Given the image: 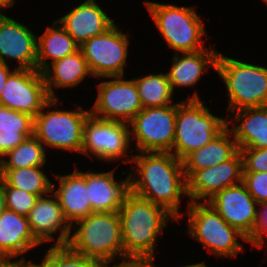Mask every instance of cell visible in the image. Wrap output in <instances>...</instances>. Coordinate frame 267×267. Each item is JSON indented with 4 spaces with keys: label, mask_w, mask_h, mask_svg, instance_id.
Wrapping results in <instances>:
<instances>
[{
    "label": "cell",
    "mask_w": 267,
    "mask_h": 267,
    "mask_svg": "<svg viewBox=\"0 0 267 267\" xmlns=\"http://www.w3.org/2000/svg\"><path fill=\"white\" fill-rule=\"evenodd\" d=\"M40 244L26 216L7 208L0 212V262L10 261Z\"/></svg>",
    "instance_id": "19"
},
{
    "label": "cell",
    "mask_w": 267,
    "mask_h": 267,
    "mask_svg": "<svg viewBox=\"0 0 267 267\" xmlns=\"http://www.w3.org/2000/svg\"><path fill=\"white\" fill-rule=\"evenodd\" d=\"M188 212L189 235L216 256L235 257L243 249L238 237L249 242L207 202H189Z\"/></svg>",
    "instance_id": "7"
},
{
    "label": "cell",
    "mask_w": 267,
    "mask_h": 267,
    "mask_svg": "<svg viewBox=\"0 0 267 267\" xmlns=\"http://www.w3.org/2000/svg\"><path fill=\"white\" fill-rule=\"evenodd\" d=\"M8 1L11 3V5H13L15 2V0H8Z\"/></svg>",
    "instance_id": "45"
},
{
    "label": "cell",
    "mask_w": 267,
    "mask_h": 267,
    "mask_svg": "<svg viewBox=\"0 0 267 267\" xmlns=\"http://www.w3.org/2000/svg\"><path fill=\"white\" fill-rule=\"evenodd\" d=\"M42 74L50 98H57L52 86L56 88L73 87L81 83L88 74L92 76L80 48L74 53L49 64L42 71Z\"/></svg>",
    "instance_id": "24"
},
{
    "label": "cell",
    "mask_w": 267,
    "mask_h": 267,
    "mask_svg": "<svg viewBox=\"0 0 267 267\" xmlns=\"http://www.w3.org/2000/svg\"><path fill=\"white\" fill-rule=\"evenodd\" d=\"M34 166L18 169H0V176L4 180V186L22 189L28 193L44 196L55 190L54 185L40 168Z\"/></svg>",
    "instance_id": "28"
},
{
    "label": "cell",
    "mask_w": 267,
    "mask_h": 267,
    "mask_svg": "<svg viewBox=\"0 0 267 267\" xmlns=\"http://www.w3.org/2000/svg\"><path fill=\"white\" fill-rule=\"evenodd\" d=\"M264 235H267V224H263L255 233V237L250 242L252 245L256 246L257 248H261L263 246ZM267 237V236H266Z\"/></svg>",
    "instance_id": "35"
},
{
    "label": "cell",
    "mask_w": 267,
    "mask_h": 267,
    "mask_svg": "<svg viewBox=\"0 0 267 267\" xmlns=\"http://www.w3.org/2000/svg\"><path fill=\"white\" fill-rule=\"evenodd\" d=\"M125 258L154 259L156 238L175 217L165 208L141 198L130 190L118 211Z\"/></svg>",
    "instance_id": "2"
},
{
    "label": "cell",
    "mask_w": 267,
    "mask_h": 267,
    "mask_svg": "<svg viewBox=\"0 0 267 267\" xmlns=\"http://www.w3.org/2000/svg\"><path fill=\"white\" fill-rule=\"evenodd\" d=\"M53 25H56V28L48 26L44 34L37 38V70L40 72L49 65L46 59L51 58L54 62L79 49V45L62 26L58 25L57 20Z\"/></svg>",
    "instance_id": "27"
},
{
    "label": "cell",
    "mask_w": 267,
    "mask_h": 267,
    "mask_svg": "<svg viewBox=\"0 0 267 267\" xmlns=\"http://www.w3.org/2000/svg\"><path fill=\"white\" fill-rule=\"evenodd\" d=\"M177 103L167 106L142 108L128 123L140 152H170L175 137Z\"/></svg>",
    "instance_id": "9"
},
{
    "label": "cell",
    "mask_w": 267,
    "mask_h": 267,
    "mask_svg": "<svg viewBox=\"0 0 267 267\" xmlns=\"http://www.w3.org/2000/svg\"><path fill=\"white\" fill-rule=\"evenodd\" d=\"M88 199L93 212H118L125 194L129 191V177L116 182L114 170L85 172Z\"/></svg>",
    "instance_id": "20"
},
{
    "label": "cell",
    "mask_w": 267,
    "mask_h": 267,
    "mask_svg": "<svg viewBox=\"0 0 267 267\" xmlns=\"http://www.w3.org/2000/svg\"><path fill=\"white\" fill-rule=\"evenodd\" d=\"M16 261H20L24 267H57L56 264L47 255L44 256L42 264L26 262L24 256Z\"/></svg>",
    "instance_id": "36"
},
{
    "label": "cell",
    "mask_w": 267,
    "mask_h": 267,
    "mask_svg": "<svg viewBox=\"0 0 267 267\" xmlns=\"http://www.w3.org/2000/svg\"><path fill=\"white\" fill-rule=\"evenodd\" d=\"M4 194L6 208L26 217L39 199L38 195L11 186H4Z\"/></svg>",
    "instance_id": "32"
},
{
    "label": "cell",
    "mask_w": 267,
    "mask_h": 267,
    "mask_svg": "<svg viewBox=\"0 0 267 267\" xmlns=\"http://www.w3.org/2000/svg\"><path fill=\"white\" fill-rule=\"evenodd\" d=\"M58 98H51L34 118V136L47 146L69 151L82 150L83 129L90 111L52 110L45 112L46 107L55 106ZM45 112V113H44Z\"/></svg>",
    "instance_id": "8"
},
{
    "label": "cell",
    "mask_w": 267,
    "mask_h": 267,
    "mask_svg": "<svg viewBox=\"0 0 267 267\" xmlns=\"http://www.w3.org/2000/svg\"><path fill=\"white\" fill-rule=\"evenodd\" d=\"M0 160V169H18L43 166L46 162L45 150L42 143L34 136L27 137L22 143L9 151Z\"/></svg>",
    "instance_id": "30"
},
{
    "label": "cell",
    "mask_w": 267,
    "mask_h": 267,
    "mask_svg": "<svg viewBox=\"0 0 267 267\" xmlns=\"http://www.w3.org/2000/svg\"><path fill=\"white\" fill-rule=\"evenodd\" d=\"M228 90V113L267 106V68L241 62L219 53L215 69Z\"/></svg>",
    "instance_id": "5"
},
{
    "label": "cell",
    "mask_w": 267,
    "mask_h": 267,
    "mask_svg": "<svg viewBox=\"0 0 267 267\" xmlns=\"http://www.w3.org/2000/svg\"><path fill=\"white\" fill-rule=\"evenodd\" d=\"M242 182L259 205L267 202V172H243Z\"/></svg>",
    "instance_id": "33"
},
{
    "label": "cell",
    "mask_w": 267,
    "mask_h": 267,
    "mask_svg": "<svg viewBox=\"0 0 267 267\" xmlns=\"http://www.w3.org/2000/svg\"><path fill=\"white\" fill-rule=\"evenodd\" d=\"M182 267H207V266L204 262H199L196 264L186 265V266H182Z\"/></svg>",
    "instance_id": "44"
},
{
    "label": "cell",
    "mask_w": 267,
    "mask_h": 267,
    "mask_svg": "<svg viewBox=\"0 0 267 267\" xmlns=\"http://www.w3.org/2000/svg\"><path fill=\"white\" fill-rule=\"evenodd\" d=\"M37 36L22 23L0 14V62L17 60L19 69H37Z\"/></svg>",
    "instance_id": "16"
},
{
    "label": "cell",
    "mask_w": 267,
    "mask_h": 267,
    "mask_svg": "<svg viewBox=\"0 0 267 267\" xmlns=\"http://www.w3.org/2000/svg\"><path fill=\"white\" fill-rule=\"evenodd\" d=\"M243 157V172H267V148H238Z\"/></svg>",
    "instance_id": "34"
},
{
    "label": "cell",
    "mask_w": 267,
    "mask_h": 267,
    "mask_svg": "<svg viewBox=\"0 0 267 267\" xmlns=\"http://www.w3.org/2000/svg\"><path fill=\"white\" fill-rule=\"evenodd\" d=\"M60 186L53 192L60 204L66 221L72 227L73 221L86 218L92 213L85 173L75 170L72 174L56 175Z\"/></svg>",
    "instance_id": "21"
},
{
    "label": "cell",
    "mask_w": 267,
    "mask_h": 267,
    "mask_svg": "<svg viewBox=\"0 0 267 267\" xmlns=\"http://www.w3.org/2000/svg\"><path fill=\"white\" fill-rule=\"evenodd\" d=\"M167 45L177 52H196L205 49L202 36L206 34L201 18L193 7H178L145 1Z\"/></svg>",
    "instance_id": "6"
},
{
    "label": "cell",
    "mask_w": 267,
    "mask_h": 267,
    "mask_svg": "<svg viewBox=\"0 0 267 267\" xmlns=\"http://www.w3.org/2000/svg\"><path fill=\"white\" fill-rule=\"evenodd\" d=\"M11 6V3L8 0H0V8H8ZM1 14V12H0Z\"/></svg>",
    "instance_id": "43"
},
{
    "label": "cell",
    "mask_w": 267,
    "mask_h": 267,
    "mask_svg": "<svg viewBox=\"0 0 267 267\" xmlns=\"http://www.w3.org/2000/svg\"><path fill=\"white\" fill-rule=\"evenodd\" d=\"M5 208L4 180L0 176V212Z\"/></svg>",
    "instance_id": "40"
},
{
    "label": "cell",
    "mask_w": 267,
    "mask_h": 267,
    "mask_svg": "<svg viewBox=\"0 0 267 267\" xmlns=\"http://www.w3.org/2000/svg\"><path fill=\"white\" fill-rule=\"evenodd\" d=\"M215 211L232 227L251 242L255 237L259 205L249 194L243 182L229 186L210 198Z\"/></svg>",
    "instance_id": "14"
},
{
    "label": "cell",
    "mask_w": 267,
    "mask_h": 267,
    "mask_svg": "<svg viewBox=\"0 0 267 267\" xmlns=\"http://www.w3.org/2000/svg\"><path fill=\"white\" fill-rule=\"evenodd\" d=\"M0 267H24L20 261L0 262Z\"/></svg>",
    "instance_id": "41"
},
{
    "label": "cell",
    "mask_w": 267,
    "mask_h": 267,
    "mask_svg": "<svg viewBox=\"0 0 267 267\" xmlns=\"http://www.w3.org/2000/svg\"><path fill=\"white\" fill-rule=\"evenodd\" d=\"M214 116L200 100L197 92L177 103L173 155L183 160L192 151L207 145L227 126L228 121Z\"/></svg>",
    "instance_id": "4"
},
{
    "label": "cell",
    "mask_w": 267,
    "mask_h": 267,
    "mask_svg": "<svg viewBox=\"0 0 267 267\" xmlns=\"http://www.w3.org/2000/svg\"><path fill=\"white\" fill-rule=\"evenodd\" d=\"M46 255L57 267H103V262L72 251L67 245H55Z\"/></svg>",
    "instance_id": "31"
},
{
    "label": "cell",
    "mask_w": 267,
    "mask_h": 267,
    "mask_svg": "<svg viewBox=\"0 0 267 267\" xmlns=\"http://www.w3.org/2000/svg\"><path fill=\"white\" fill-rule=\"evenodd\" d=\"M128 258L123 259L120 264H114L113 266L110 267H140V258H129L130 261H127ZM109 263L111 262H106L103 264V267H109ZM108 265V266H107Z\"/></svg>",
    "instance_id": "37"
},
{
    "label": "cell",
    "mask_w": 267,
    "mask_h": 267,
    "mask_svg": "<svg viewBox=\"0 0 267 267\" xmlns=\"http://www.w3.org/2000/svg\"><path fill=\"white\" fill-rule=\"evenodd\" d=\"M128 45L127 35L114 24L105 33L85 41L79 48L92 76L124 77Z\"/></svg>",
    "instance_id": "10"
},
{
    "label": "cell",
    "mask_w": 267,
    "mask_h": 267,
    "mask_svg": "<svg viewBox=\"0 0 267 267\" xmlns=\"http://www.w3.org/2000/svg\"><path fill=\"white\" fill-rule=\"evenodd\" d=\"M142 108L167 106L172 103L173 90L167 73L150 74L133 78Z\"/></svg>",
    "instance_id": "29"
},
{
    "label": "cell",
    "mask_w": 267,
    "mask_h": 267,
    "mask_svg": "<svg viewBox=\"0 0 267 267\" xmlns=\"http://www.w3.org/2000/svg\"><path fill=\"white\" fill-rule=\"evenodd\" d=\"M153 261L154 259L140 258V267H155Z\"/></svg>",
    "instance_id": "42"
},
{
    "label": "cell",
    "mask_w": 267,
    "mask_h": 267,
    "mask_svg": "<svg viewBox=\"0 0 267 267\" xmlns=\"http://www.w3.org/2000/svg\"><path fill=\"white\" fill-rule=\"evenodd\" d=\"M140 153L130 159L136 163L138 169L133 173L137 176L132 173L128 175L129 190L141 198L162 206L179 220L182 216L178 211L180 197L181 194L187 195L183 161L170 152Z\"/></svg>",
    "instance_id": "1"
},
{
    "label": "cell",
    "mask_w": 267,
    "mask_h": 267,
    "mask_svg": "<svg viewBox=\"0 0 267 267\" xmlns=\"http://www.w3.org/2000/svg\"><path fill=\"white\" fill-rule=\"evenodd\" d=\"M50 99L42 72L15 68L3 87L0 105L35 118Z\"/></svg>",
    "instance_id": "11"
},
{
    "label": "cell",
    "mask_w": 267,
    "mask_h": 267,
    "mask_svg": "<svg viewBox=\"0 0 267 267\" xmlns=\"http://www.w3.org/2000/svg\"><path fill=\"white\" fill-rule=\"evenodd\" d=\"M40 196L29 212L27 219L34 237L42 244L54 240L53 233L60 231L55 245H66L70 238L71 226L64 218L59 201Z\"/></svg>",
    "instance_id": "17"
},
{
    "label": "cell",
    "mask_w": 267,
    "mask_h": 267,
    "mask_svg": "<svg viewBox=\"0 0 267 267\" xmlns=\"http://www.w3.org/2000/svg\"><path fill=\"white\" fill-rule=\"evenodd\" d=\"M75 223L79 228L66 244L72 251L103 263L112 262L116 253L124 259L118 212H93Z\"/></svg>",
    "instance_id": "3"
},
{
    "label": "cell",
    "mask_w": 267,
    "mask_h": 267,
    "mask_svg": "<svg viewBox=\"0 0 267 267\" xmlns=\"http://www.w3.org/2000/svg\"><path fill=\"white\" fill-rule=\"evenodd\" d=\"M34 135V117L0 105V157Z\"/></svg>",
    "instance_id": "26"
},
{
    "label": "cell",
    "mask_w": 267,
    "mask_h": 267,
    "mask_svg": "<svg viewBox=\"0 0 267 267\" xmlns=\"http://www.w3.org/2000/svg\"><path fill=\"white\" fill-rule=\"evenodd\" d=\"M57 22L79 46L88 39L105 33L115 24L96 0L84 1Z\"/></svg>",
    "instance_id": "18"
},
{
    "label": "cell",
    "mask_w": 267,
    "mask_h": 267,
    "mask_svg": "<svg viewBox=\"0 0 267 267\" xmlns=\"http://www.w3.org/2000/svg\"><path fill=\"white\" fill-rule=\"evenodd\" d=\"M228 126L207 145L192 151L182 161L186 180L195 172L230 159L239 149ZM230 136H233L231 141Z\"/></svg>",
    "instance_id": "22"
},
{
    "label": "cell",
    "mask_w": 267,
    "mask_h": 267,
    "mask_svg": "<svg viewBox=\"0 0 267 267\" xmlns=\"http://www.w3.org/2000/svg\"><path fill=\"white\" fill-rule=\"evenodd\" d=\"M128 124L89 115L84 124L82 153L104 161L126 155L131 143ZM90 152V153H89Z\"/></svg>",
    "instance_id": "13"
},
{
    "label": "cell",
    "mask_w": 267,
    "mask_h": 267,
    "mask_svg": "<svg viewBox=\"0 0 267 267\" xmlns=\"http://www.w3.org/2000/svg\"><path fill=\"white\" fill-rule=\"evenodd\" d=\"M218 55L219 53L214 48L186 52L182 53V56H179V53H175L172 60V68L167 73L173 92L176 86L195 85L202 72L204 73L205 70L203 69L208 70V65L216 69Z\"/></svg>",
    "instance_id": "23"
},
{
    "label": "cell",
    "mask_w": 267,
    "mask_h": 267,
    "mask_svg": "<svg viewBox=\"0 0 267 267\" xmlns=\"http://www.w3.org/2000/svg\"><path fill=\"white\" fill-rule=\"evenodd\" d=\"M259 206L263 207L258 211V219L256 224V231L263 225L267 224V202L261 203Z\"/></svg>",
    "instance_id": "39"
},
{
    "label": "cell",
    "mask_w": 267,
    "mask_h": 267,
    "mask_svg": "<svg viewBox=\"0 0 267 267\" xmlns=\"http://www.w3.org/2000/svg\"><path fill=\"white\" fill-rule=\"evenodd\" d=\"M243 157L238 150L230 159L206 169L195 171L187 179L189 202H207L216 193L242 182ZM208 197V198H207Z\"/></svg>",
    "instance_id": "15"
},
{
    "label": "cell",
    "mask_w": 267,
    "mask_h": 267,
    "mask_svg": "<svg viewBox=\"0 0 267 267\" xmlns=\"http://www.w3.org/2000/svg\"><path fill=\"white\" fill-rule=\"evenodd\" d=\"M11 72L12 71H10L8 64L0 62V96L3 90V87L6 83V80Z\"/></svg>",
    "instance_id": "38"
},
{
    "label": "cell",
    "mask_w": 267,
    "mask_h": 267,
    "mask_svg": "<svg viewBox=\"0 0 267 267\" xmlns=\"http://www.w3.org/2000/svg\"><path fill=\"white\" fill-rule=\"evenodd\" d=\"M105 78L113 80L98 84V96L90 114L128 124L142 109L135 80H124L122 76Z\"/></svg>",
    "instance_id": "12"
},
{
    "label": "cell",
    "mask_w": 267,
    "mask_h": 267,
    "mask_svg": "<svg viewBox=\"0 0 267 267\" xmlns=\"http://www.w3.org/2000/svg\"><path fill=\"white\" fill-rule=\"evenodd\" d=\"M241 124L233 125L231 132L238 148H267V106L235 111Z\"/></svg>",
    "instance_id": "25"
}]
</instances>
